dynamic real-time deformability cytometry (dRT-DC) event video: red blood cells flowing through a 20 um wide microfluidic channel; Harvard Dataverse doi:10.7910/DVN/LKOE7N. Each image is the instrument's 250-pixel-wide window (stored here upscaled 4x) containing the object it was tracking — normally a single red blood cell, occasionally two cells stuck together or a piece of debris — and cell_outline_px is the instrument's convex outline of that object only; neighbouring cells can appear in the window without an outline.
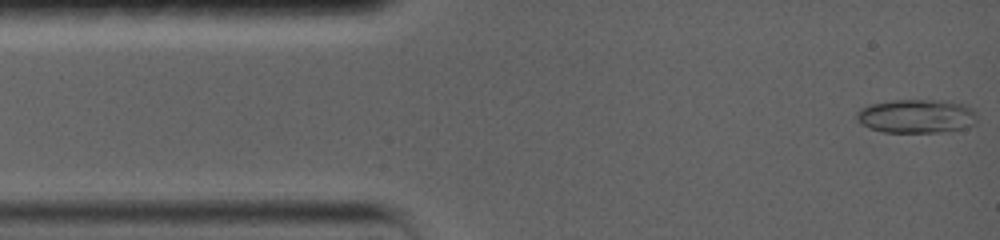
{"species": "common noctule bat (a hibernating species)", "species_latin": "Nyctalus noctula", "temperature_condition": "warm", "stored_images_in_passage": 38, "camera_frame_rate_fps": 5000, "um_per_image_px": 0.085, "animal": {"sex": "female", "body_mass_g": 19.0, "forearm_length_mm": 56.7}, "frame": {"image": 1, "passage_image": 1, "time_ms": 0.0, "image_size_px": [1000, 240], "cell_outline_px": [[976, 120], [968, 128], [944, 132], [884, 132], [868, 128], [860, 124], [856, 116], [864, 108], [872, 104], [892, 100], [932, 100], [960, 104], [972, 108], [976, 112]], "centroid_in_image_um": [77.92, 9.89], "position_along_channel_um": 7.1, "area_um2": 23.47}}
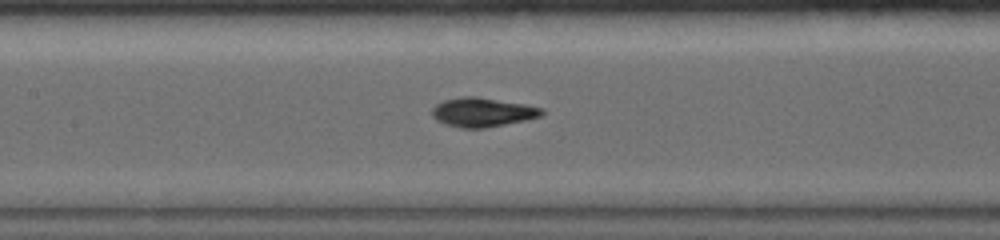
{"frame": {"image": 2, "passage_image": 13, "time_ms": 6.2, "image_size_px": [1000, 240], "cell_outline_px": [[544, 112], [540, 116], [524, 120], [484, 128], [460, 128], [436, 120], [432, 116], [432, 108], [436, 104], [444, 100], [460, 96], [476, 96], [524, 104], [544, 108]], "centroid_in_image_um": [40.99, 9.53], "position_along_channel_um": 166.4, "area_um2": 18.5}}
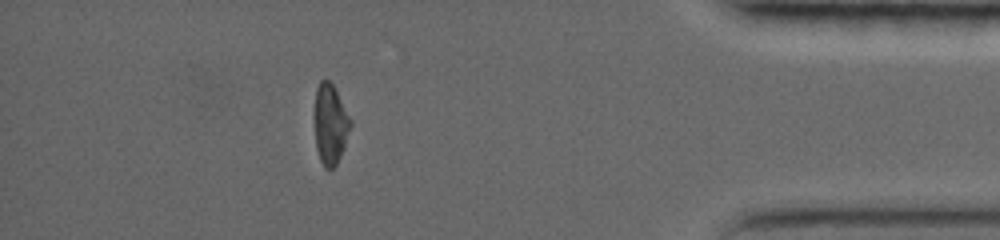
{"frame": {"image": 3, "passage_image": 28, "time_ms": 13.8, "image_size_px": [1000, 240], "cell_outline_px": [[352, 124], [344, 148], [336, 164], [332, 168], [324, 168], [320, 160], [316, 148], [312, 116], [312, 112], [316, 88], [320, 80], [328, 80], [332, 84], [352, 120]], "centroid_in_image_um": [28.03, 10.54], "position_along_channel_um": 407.2, "area_um2": 17.34}, "authors_computed_cell_mechanics": {"area_um2": 18.1203, "velocity_mm_per_s": 3.746, "shape_relaxation_time_tau1_ms": 5.7406, "shape_relaxation_time_tau2_ms": 2.718, "deformation_change_tau1": 0.2296, "deformation_change_tau2": 0.0411}}